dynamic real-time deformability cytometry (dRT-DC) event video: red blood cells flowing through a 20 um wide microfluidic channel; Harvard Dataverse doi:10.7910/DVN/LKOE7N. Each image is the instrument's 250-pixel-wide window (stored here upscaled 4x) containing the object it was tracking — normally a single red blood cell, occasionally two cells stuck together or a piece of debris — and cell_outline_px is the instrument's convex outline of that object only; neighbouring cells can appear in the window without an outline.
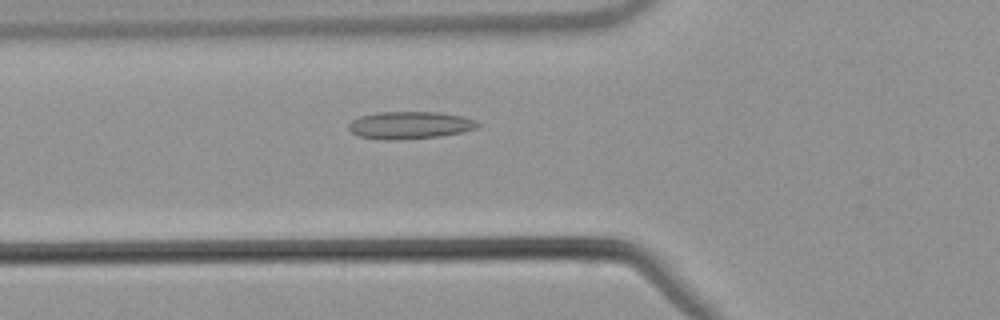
{"species": "common noctule bat (a hibernating species)", "species_latin": "Nyctalus noctula", "temperature_condition": "warm", "stored_images_in_passage": 54, "camera_frame_rate_fps": 3000, "um_per_image_px": 0.085, "animal": {"sex": "male", "body_mass_g": 21.5, "forearm_length_mm": 52.0}, "frame": {"image": 1, "passage_image": 20, "time_ms": 6.333, "image_size_px": [1000, 320], "cell_outline_px": [[480, 124], [476, 128], [464, 132], [440, 136], [400, 140], [384, 140], [360, 136], [352, 132], [348, 128], [348, 124], [352, 120], [360, 116], [376, 112], [440, 112], [464, 116], [476, 120]], "centroid_in_image_um": [34.86, 10.64], "position_along_channel_um": 90.9, "area_um2": 20.81}}
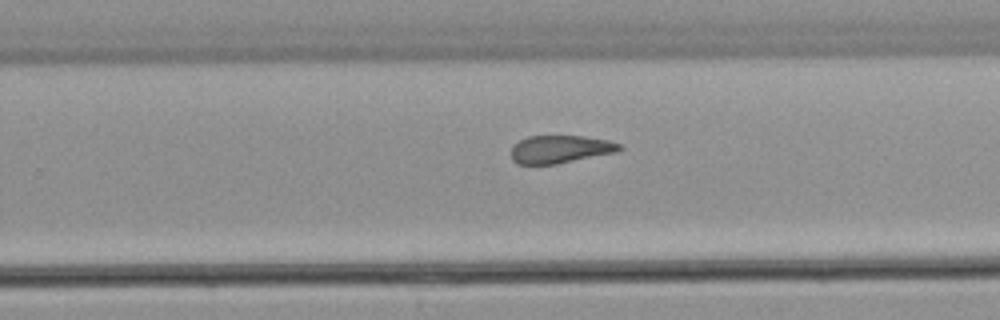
{"frame": {"image": 2, "passage_image": 35, "time_ms": 11.333, "image_size_px": [1000, 320], "cell_outline_px": [[624, 148], [616, 152], [556, 164], [516, 164], [512, 160], [512, 144], [528, 136], [584, 136], [608, 140], [620, 144]], "centroid_in_image_um": [47.61, 12.68], "position_along_channel_um": 282.2, "area_um2": 17.57}}
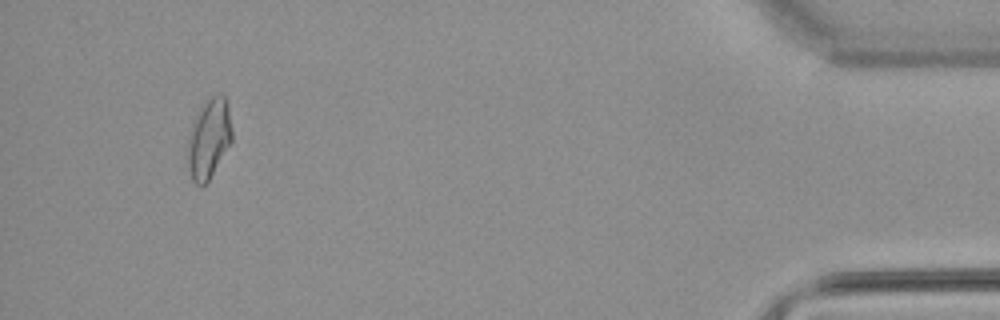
{"frame": {"image": 3, "passage_image": 51, "time_ms": 16.667, "image_size_px": [1000, 320], "cell_outline_px": [[232, 140], [208, 180], [204, 184], [196, 184], [192, 180], [188, 160], [188, 136], [192, 124], [200, 108], [212, 96], [224, 96], [228, 104], [232, 128]], "centroid_in_image_um": [17.76, 11.77], "position_along_channel_um": 417.4, "area_um2": 19.94}, "authors_computed_cell_mechanics": {"area_um2": 19.4497, "velocity_mm_per_s": 3.8316, "shape_relaxation_time_tau1_ms": null, "shape_relaxation_time_tau2_ms": 3.5253, "deformation_change_tau1": null, "deformation_change_tau2": 0.1188}}